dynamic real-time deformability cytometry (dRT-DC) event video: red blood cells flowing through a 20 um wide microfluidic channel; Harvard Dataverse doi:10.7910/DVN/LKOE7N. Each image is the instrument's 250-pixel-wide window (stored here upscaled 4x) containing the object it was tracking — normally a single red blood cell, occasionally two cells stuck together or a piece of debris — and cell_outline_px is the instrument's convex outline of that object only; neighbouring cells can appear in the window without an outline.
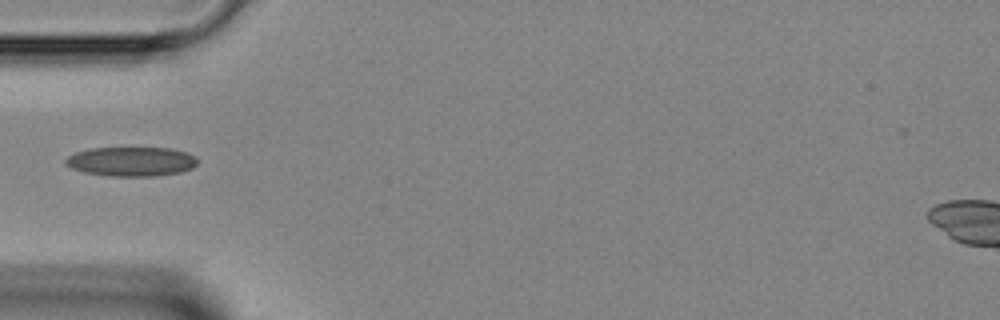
{"species": "Egyptian fruit bat (a non-hibernating species)", "species_latin": "Rousettus aegyptiacus", "temperature_condition": "room temperature", "stored_images_in_passage": 14, "camera_frame_rate_fps": 3000, "um_per_image_px": 0.085, "animal": {"sex": "female"}, "frame": {"image": 1, "passage_image": 1, "time_ms": 0.0, "image_size_px": [1000, 320], "cell_outline_px": [[200, 160], [192, 168], [180, 172], [156, 176], [108, 176], [84, 172], [72, 168], [64, 164], [64, 160], [68, 156], [76, 152], [92, 148], [172, 148], [196, 156]], "centroid_in_image_um": [11.17, 13.73], "position_along_channel_um": 73.8, "area_um2": 22.66}}
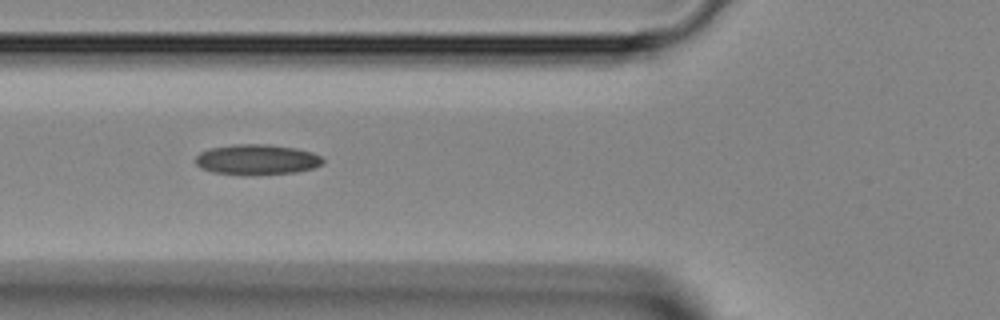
{"frame": {"image": 2, "passage_image": 3, "time_ms": 0.667, "image_size_px": [1000, 320], "cell_outline_px": [[324, 164], [312, 168], [296, 172], [244, 176], [212, 172], [200, 168], [196, 164], [196, 156], [200, 152], [208, 148], [232, 144], [268, 144], [296, 148], [312, 152], [320, 156], [324, 160]], "centroid_in_image_um": [21.81, 13.57], "position_along_channel_um": 104.0, "area_um2": 22.95}}
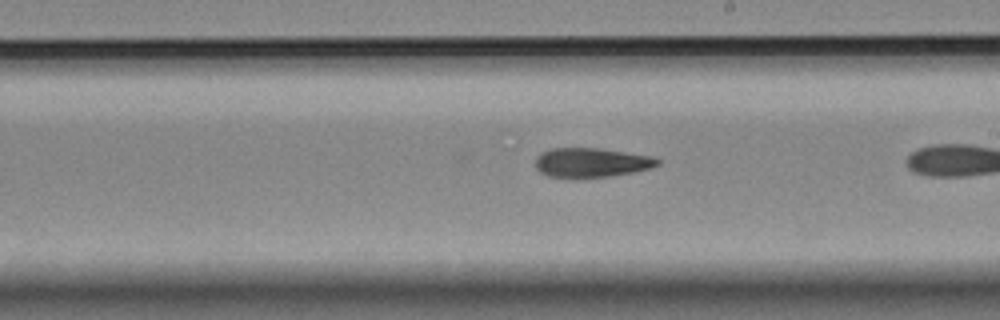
{"frame": {"image": 3, "passage_image": 10, "time_ms": 3.0, "image_size_px": [1000, 320], "cell_outline_px": [[660, 164], [652, 168], [632, 172], [608, 176], [548, 176], [540, 172], [536, 168], [536, 156], [540, 152], [552, 148], [600, 148], [652, 156], [660, 160]], "centroid_in_image_um": [50.28, 13.79], "position_along_channel_um": 238.7, "area_um2": 20.58}}